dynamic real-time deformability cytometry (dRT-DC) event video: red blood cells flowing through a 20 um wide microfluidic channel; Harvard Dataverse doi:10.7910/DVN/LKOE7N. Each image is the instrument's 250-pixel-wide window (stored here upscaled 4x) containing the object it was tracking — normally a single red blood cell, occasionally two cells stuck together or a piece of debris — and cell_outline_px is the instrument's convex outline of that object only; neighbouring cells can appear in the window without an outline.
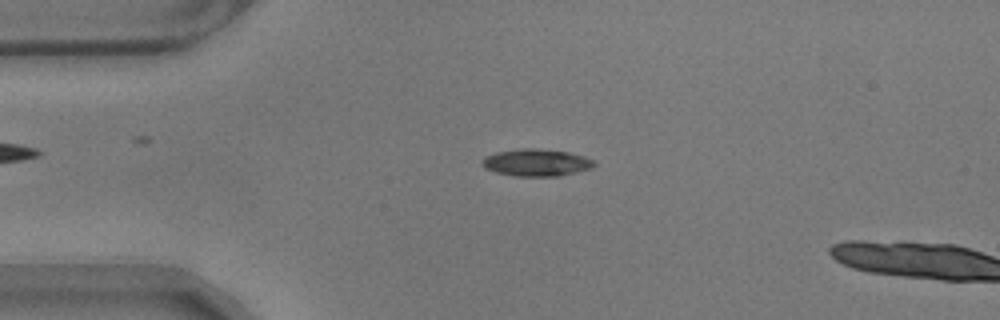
{"species": "common noctule bat (a hibernating species)", "species_latin": "Nyctalus noctula", "temperature_condition": "warm", "stored_images_in_passage": 14, "camera_frame_rate_fps": 3000, "um_per_image_px": 0.085, "animal": {"sex": "male", "body_mass_g": 17.9}, "frame": {"image": 1, "passage_image": 12, "time_ms": 3.667, "image_size_px": [1000, 320], "cell_outline_px": [[596, 164], [592, 168], [560, 176], [516, 176], [496, 172], [484, 168], [480, 164], [480, 160], [484, 156], [496, 152], [520, 148], [536, 148], [568, 152], [584, 156], [592, 160]], "centroid_in_image_um": [45.54, 13.81], "position_along_channel_um": 39.5, "area_um2": 17.86}}